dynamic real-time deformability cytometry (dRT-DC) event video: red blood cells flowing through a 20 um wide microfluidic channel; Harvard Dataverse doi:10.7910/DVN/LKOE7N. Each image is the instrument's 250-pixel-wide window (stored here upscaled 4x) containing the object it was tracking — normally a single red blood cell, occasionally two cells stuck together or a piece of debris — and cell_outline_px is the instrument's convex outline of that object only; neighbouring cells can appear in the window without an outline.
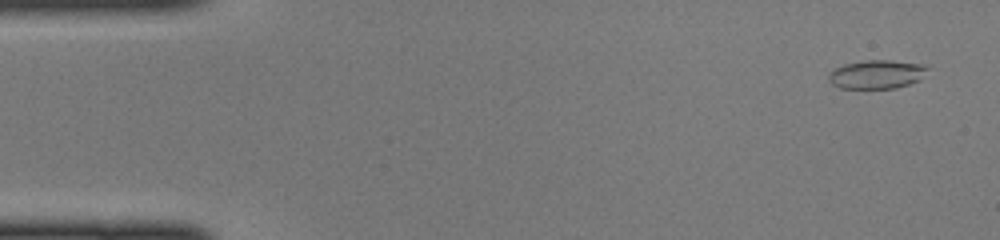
{"species": "common noctule bat (a hibernating species)", "species_latin": "Nyctalus noctula", "temperature_condition": "cold", "stored_images_in_passage": 46, "camera_frame_rate_fps": 3000, "um_per_image_px": 0.085, "animal": {"sex": "female", "body_mass_g": 22.0, "forearm_length_mm": 56.7}, "frame": {"image": 1, "passage_image": 2, "time_ms": 0.333, "image_size_px": [1000, 240], "cell_outline_px": [[928, 68], [920, 80], [896, 88], [840, 88], [832, 84], [828, 80], [828, 72], [844, 64], [864, 60], [892, 60], [924, 64]], "centroid_in_image_um": [74.5, 6.31], "position_along_channel_um": 10.5, "area_um2": 16.59}}
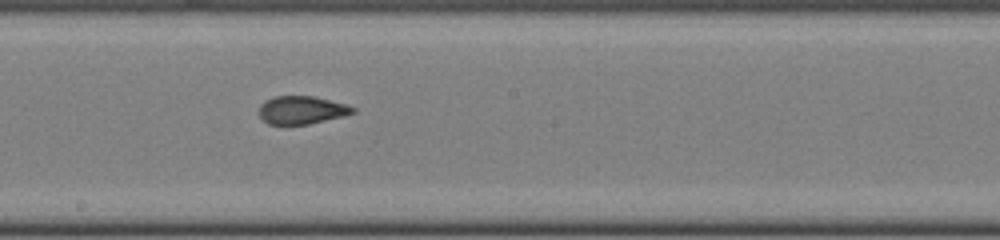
{"frame": {"image": 2, "passage_image": 25, "time_ms": 8.0, "image_size_px": [1000, 240], "cell_outline_px": [[356, 112], [344, 116], [308, 124], [268, 124], [260, 116], [260, 104], [264, 100], [272, 96], [316, 96], [348, 104], [356, 108]], "centroid_in_image_um": [25.68, 9.33], "position_along_channel_um": 222.5, "area_um2": 15.49}}
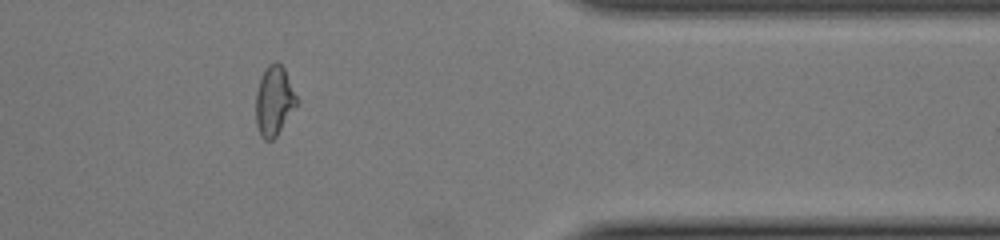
{"frame": {"image": 3, "passage_image": 38, "time_ms": 12.333, "image_size_px": [1000, 240], "cell_outline_px": [[300, 100], [276, 136], [272, 140], [264, 140], [260, 136], [256, 124], [256, 92], [260, 80], [268, 64], [276, 60], [284, 68]], "centroid_in_image_um": [23.31, 8.57], "position_along_channel_um": 388.1, "area_um2": 16.65}}